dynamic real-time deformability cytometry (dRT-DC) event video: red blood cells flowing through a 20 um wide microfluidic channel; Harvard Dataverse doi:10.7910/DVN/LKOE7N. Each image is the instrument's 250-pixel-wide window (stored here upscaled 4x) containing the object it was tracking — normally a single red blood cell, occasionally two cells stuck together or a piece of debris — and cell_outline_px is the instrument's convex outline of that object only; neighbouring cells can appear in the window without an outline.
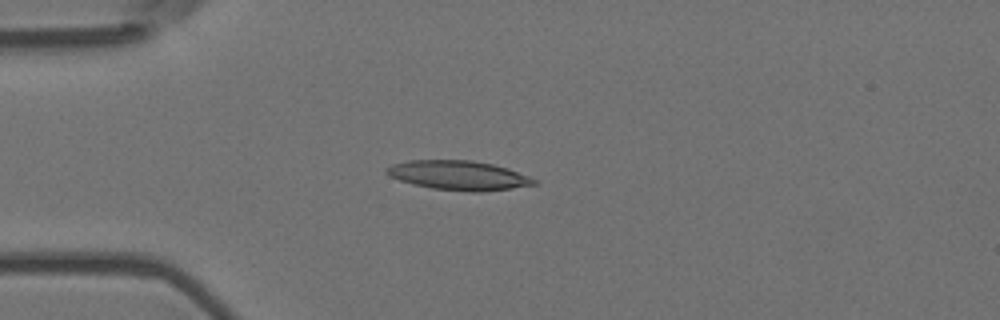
{"species": "Egyptian fruit bat (a non-hibernating species)", "species_latin": "Rousettus aegyptiacus", "temperature_condition": "room temperature", "stored_images_in_passage": 56, "camera_frame_rate_fps": 3000, "um_per_image_px": 0.085, "animal": {"sex": "female"}, "frame": {"image": 1, "passage_image": 14, "time_ms": 4.333, "image_size_px": [1000, 320], "cell_outline_px": [[540, 184], [512, 188], [480, 192], [472, 192], [432, 188], [412, 184], [400, 180], [384, 172], [384, 168], [392, 164], [408, 160], [472, 160], [492, 164], [508, 168], [528, 176], [536, 180]], "centroid_in_image_um": [38.98, 14.9], "position_along_channel_um": 46.0, "area_um2": 25.26}}
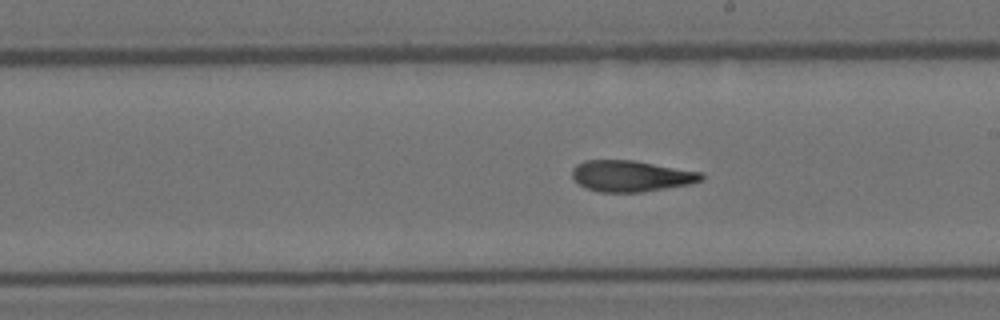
{"frame": {"image": 2, "passage_image": 31, "time_ms": 10.0, "image_size_px": [1000, 320], "cell_outline_px": [[704, 180], [688, 184], [644, 192], [600, 192], [584, 188], [572, 176], [572, 168], [576, 164], [584, 160], [632, 160], [704, 172]], "centroid_in_image_um": [53.65, 14.96], "position_along_channel_um": 235.4, "area_um2": 23.58}}
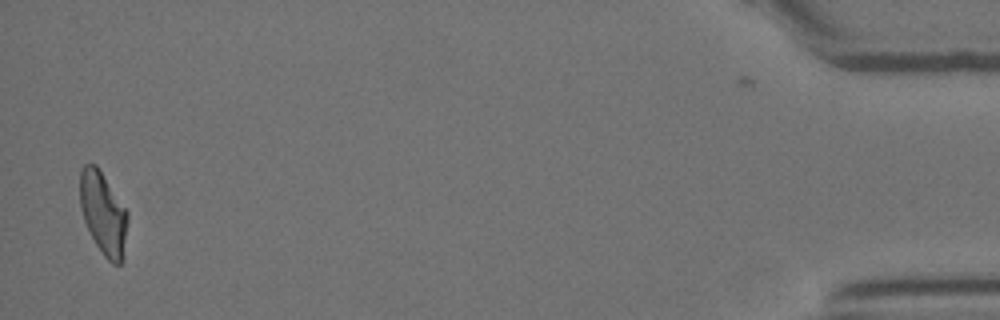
{"frame": {"image": 3, "passage_image": 54, "time_ms": 17.667, "image_size_px": [1000, 320], "cell_outline_px": [[128, 220], [124, 260], [120, 264], [112, 264], [104, 256], [96, 244], [84, 220], [80, 208], [80, 172], [84, 164], [96, 164], [128, 212]], "centroid_in_image_um": [8.8, 18.17], "position_along_channel_um": 426.4, "area_um2": 23.0}, "authors_computed_cell_mechanics": {"area_um2": 23.6113, "velocity_mm_per_s": 3.653, "shape_relaxation_time_tau1_ms": 10.6933, "shape_relaxation_time_tau2_ms": 3.2217, "deformation_change_tau1": 0.2933, "deformation_change_tau2": 0.13}}